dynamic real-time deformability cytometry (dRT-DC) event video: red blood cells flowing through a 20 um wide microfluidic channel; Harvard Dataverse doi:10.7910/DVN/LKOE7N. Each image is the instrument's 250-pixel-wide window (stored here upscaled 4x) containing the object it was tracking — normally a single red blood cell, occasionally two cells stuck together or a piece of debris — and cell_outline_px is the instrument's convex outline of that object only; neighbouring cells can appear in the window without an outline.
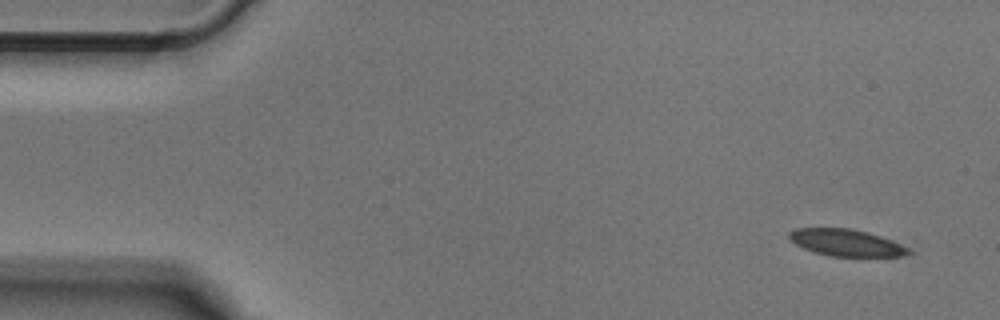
{"species": "Egyptian fruit bat (a non-hibernating species)", "species_latin": "Rousettus aegyptiacus", "temperature_condition": "cold", "stored_images_in_passage": 8, "camera_frame_rate_fps": 3000, "um_per_image_px": 0.085, "animal": {"sex": "male"}, "frame": {"image": 1, "passage_image": 1, "time_ms": 0.0, "image_size_px": [1000, 320], "cell_outline_px": [[912, 252], [904, 256], [860, 260], [828, 256], [804, 248], [788, 240], [788, 232], [796, 228], [852, 228], [868, 232], [880, 236], [900, 244], [908, 248]], "centroid_in_image_um": [71.98, 20.69], "position_along_channel_um": 13.0, "area_um2": 19.71}}